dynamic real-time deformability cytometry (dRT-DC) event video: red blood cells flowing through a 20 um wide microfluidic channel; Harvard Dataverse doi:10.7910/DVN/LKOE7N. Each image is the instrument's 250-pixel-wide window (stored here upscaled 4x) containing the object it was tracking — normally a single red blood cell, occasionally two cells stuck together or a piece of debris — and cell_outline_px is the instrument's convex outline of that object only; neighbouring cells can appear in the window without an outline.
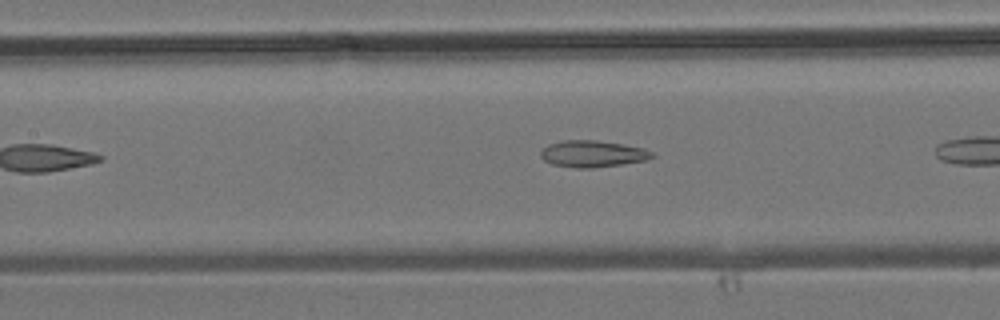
{"species": "common noctule bat (a hibernating species)", "species_latin": "Nyctalus noctula", "temperature_condition": "room temperature", "stored_images_in_passage": 8, "camera_frame_rate_fps": 3000, "um_per_image_px": 0.085, "animal": {"sex": "male", "body_mass_g": 19.2, "forearm_length_mm": 51.8}, "frame": {"image": 1, "passage_image": 7, "time_ms": 2.0, "image_size_px": [1000, 320], "cell_outline_px": [[656, 156], [648, 160], [624, 164], [592, 168], [576, 168], [552, 164], [544, 160], [540, 156], [540, 152], [548, 144], [564, 140], [596, 140], [624, 144], [644, 148], [652, 152]], "centroid_in_image_um": [50.4, 13.07], "position_along_channel_um": 157.0, "area_um2": 17.46}}